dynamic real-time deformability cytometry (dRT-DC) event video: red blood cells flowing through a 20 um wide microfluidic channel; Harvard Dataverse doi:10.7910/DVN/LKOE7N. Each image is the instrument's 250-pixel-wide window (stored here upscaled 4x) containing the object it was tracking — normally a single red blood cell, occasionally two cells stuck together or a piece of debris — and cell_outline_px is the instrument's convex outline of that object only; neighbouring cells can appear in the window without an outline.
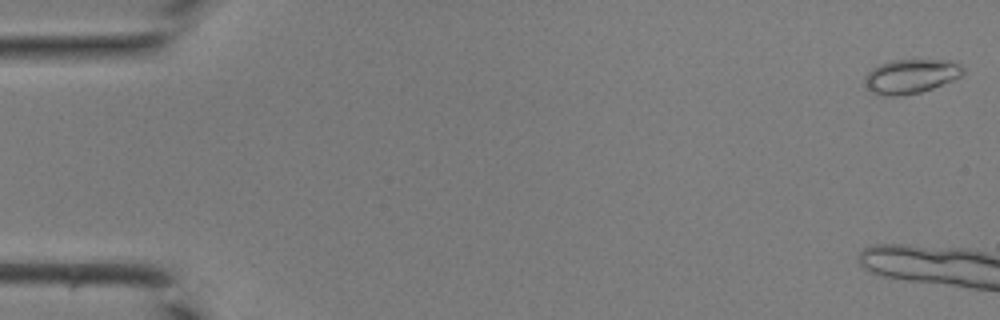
{"species": "common noctule bat (a hibernating species)", "species_latin": "Nyctalus noctula", "temperature_condition": "room temperature", "stored_images_in_passage": 12, "camera_frame_rate_fps": 3000, "um_per_image_px": 0.085, "animal": {"sex": "male", "body_mass_g": 19.0, "forearm_length_mm": 50.8}, "frame": {"image": 1, "passage_image": 1, "time_ms": 0.0, "image_size_px": [1000, 320], "cell_outline_px": [[964, 72], [960, 76], [952, 80], [932, 88], [920, 92], [892, 96], [872, 92], [868, 88], [864, 80], [864, 76], [872, 68], [880, 64], [896, 60], [948, 60], [964, 68]], "centroid_in_image_um": [77.41, 6.47], "position_along_channel_um": 7.6, "area_um2": 19.13}}